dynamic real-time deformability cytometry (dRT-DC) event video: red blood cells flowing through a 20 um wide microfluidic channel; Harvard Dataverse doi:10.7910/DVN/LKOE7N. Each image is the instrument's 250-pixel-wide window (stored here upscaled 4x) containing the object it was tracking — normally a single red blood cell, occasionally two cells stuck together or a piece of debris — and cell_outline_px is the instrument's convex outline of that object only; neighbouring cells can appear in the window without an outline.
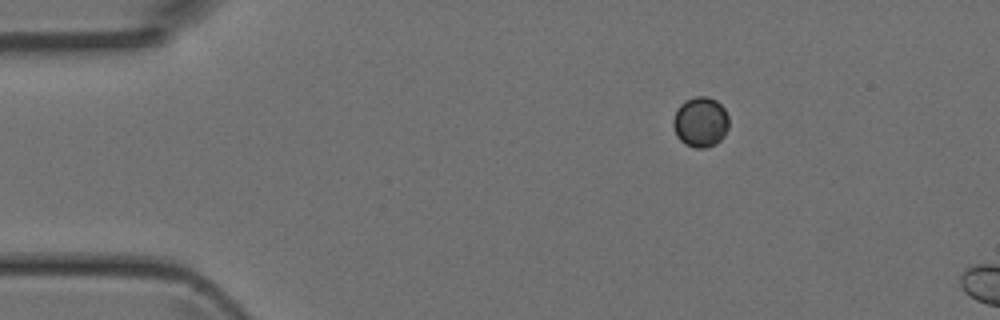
{"species": "Egyptian fruit bat (a non-hibernating species)", "species_latin": "Rousettus aegyptiacus", "temperature_condition": "room temperature", "stored_images_in_passage": 2, "camera_frame_rate_fps": 3000, "um_per_image_px": 0.085, "animal": {"sex": "female"}, "frame": {"image": 1, "passage_image": 1, "time_ms": 0.0, "image_size_px": [1000, 320], "cell_outline_px": [[728, 128], [724, 136], [716, 144], [704, 148], [696, 148], [684, 144], [676, 136], [672, 124], [672, 120], [676, 108], [684, 100], [696, 96], [708, 96], [716, 100], [724, 108], [728, 116]], "centroid_in_image_um": [59.52, 10.36], "position_along_channel_um": 25.5, "area_um2": 16.59}}